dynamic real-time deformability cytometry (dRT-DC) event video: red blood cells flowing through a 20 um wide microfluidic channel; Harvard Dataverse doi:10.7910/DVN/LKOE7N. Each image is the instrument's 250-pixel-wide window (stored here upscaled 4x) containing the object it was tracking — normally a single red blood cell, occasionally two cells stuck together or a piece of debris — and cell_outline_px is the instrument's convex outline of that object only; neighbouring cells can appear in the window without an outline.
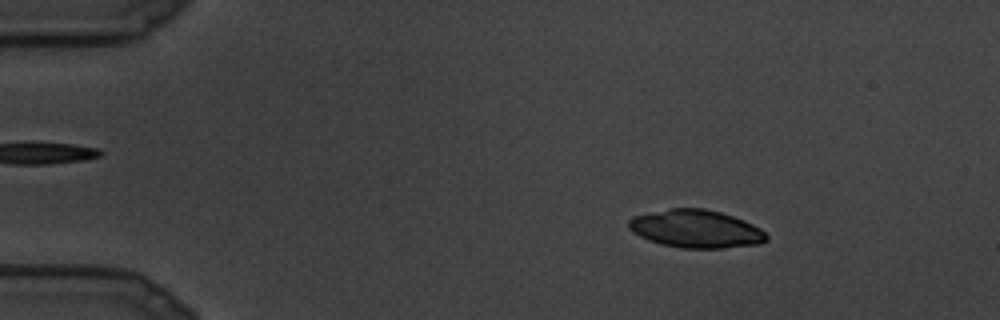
{"species": "common noctule bat (a hibernating species)", "species_latin": "Nyctalus noctula", "temperature_condition": "cold", "stored_images_in_passage": 9, "camera_frame_rate_fps": 3000, "um_per_image_px": 0.085, "animal": {"sex": "male", "body_mass_g": 19.5, "forearm_length_mm": 54.6}, "frame": {"image": 1, "passage_image": 3, "time_ms": 0.667, "image_size_px": [1000, 320], "cell_outline_px": [[768, 240], [760, 244], [724, 248], [680, 248], [660, 244], [648, 240], [632, 232], [628, 228], [628, 220], [632, 216], [668, 208], [704, 208], [720, 212], [744, 220], [760, 228], [768, 236]], "centroid_in_image_um": [59.13, 19.45], "position_along_channel_um": 25.9, "area_um2": 30.69}}